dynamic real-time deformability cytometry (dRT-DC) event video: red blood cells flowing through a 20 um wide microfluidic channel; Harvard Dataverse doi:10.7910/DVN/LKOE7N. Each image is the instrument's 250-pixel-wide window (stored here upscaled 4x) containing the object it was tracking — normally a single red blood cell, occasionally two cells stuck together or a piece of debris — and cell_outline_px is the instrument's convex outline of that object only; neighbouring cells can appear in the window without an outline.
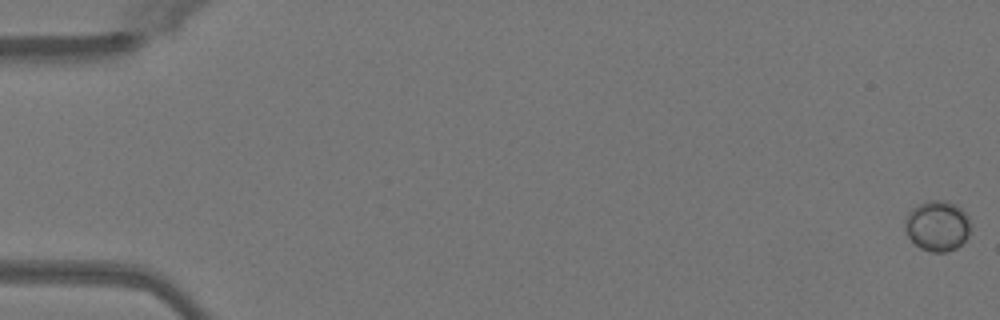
{"species": "Egyptian fruit bat (a non-hibernating species)", "species_latin": "Rousettus aegyptiacus", "temperature_condition": "warm", "stored_images_in_passage": 52, "camera_frame_rate_fps": 3000, "um_per_image_px": 0.085, "animal": {"sex": "female"}, "frame": {"image": 1, "passage_image": 1, "time_ms": 0.0, "image_size_px": [1000, 320], "cell_outline_px": [[972, 228], [968, 236], [956, 248], [948, 252], [932, 252], [920, 248], [908, 236], [904, 228], [904, 220], [908, 212], [912, 208], [928, 200], [944, 200], [956, 204], [968, 216], [972, 224]], "centroid_in_image_um": [79.69, 19.19], "position_along_channel_um": 5.3, "area_um2": 19.54}}
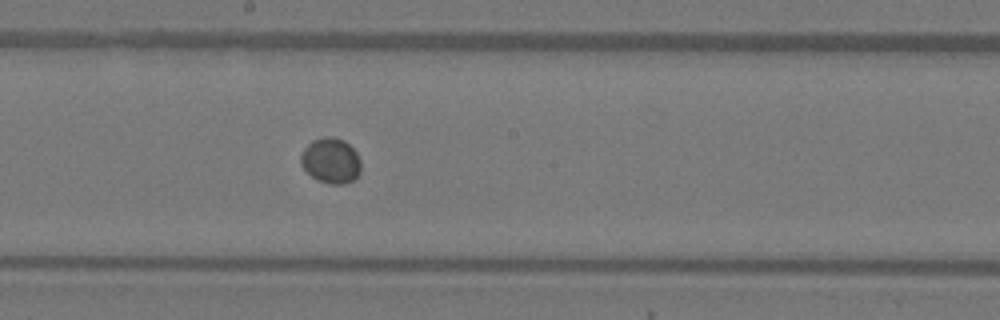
{"frame": {"image": 2, "passage_image": 29, "time_ms": 9.333, "image_size_px": [1000, 320], "cell_outline_px": [[360, 172], [352, 180], [344, 184], [332, 184], [316, 180], [300, 164], [300, 156], [304, 148], [312, 140], [328, 136], [332, 136], [344, 140], [356, 152], [360, 160]], "centroid_in_image_um": [28.11, 13.65], "position_along_channel_um": 220.1, "area_um2": 15.84}}
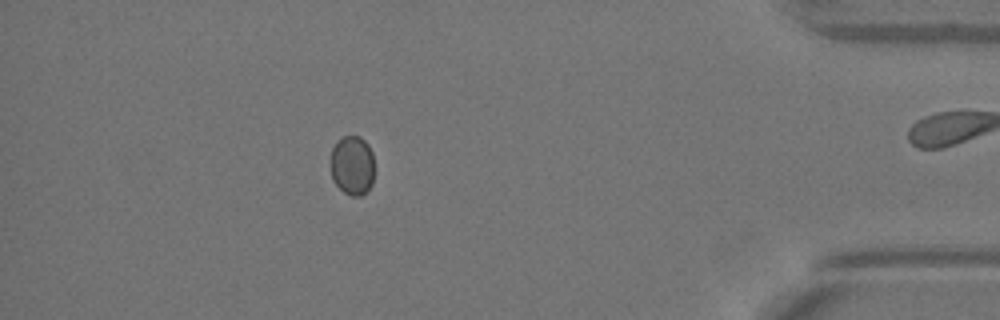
{"frame": {"image": 3, "passage_image": 46, "time_ms": 15.0, "image_size_px": [1000, 320], "cell_outline_px": [[372, 184], [360, 196], [352, 196], [344, 192], [332, 180], [332, 148], [336, 140], [344, 136], [360, 136], [368, 144], [372, 152]], "centroid_in_image_um": [29.93, 14.03], "position_along_channel_um": 405.3, "area_um2": 14.91}}